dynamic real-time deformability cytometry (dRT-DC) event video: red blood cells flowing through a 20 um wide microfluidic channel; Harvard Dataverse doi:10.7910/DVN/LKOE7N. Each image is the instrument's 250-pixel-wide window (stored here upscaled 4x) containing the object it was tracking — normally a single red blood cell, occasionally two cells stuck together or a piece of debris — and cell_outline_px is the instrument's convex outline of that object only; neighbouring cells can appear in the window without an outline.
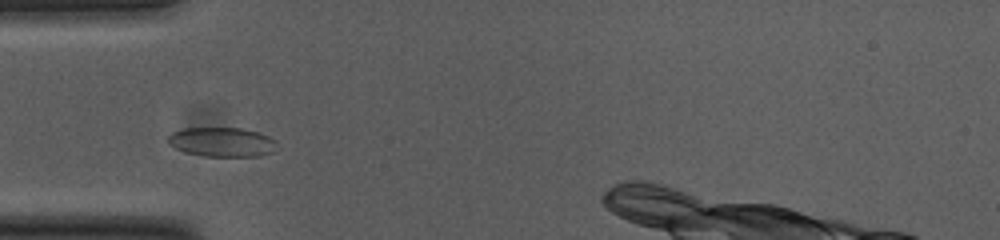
{"species": "common noctule bat (a hibernating species)", "species_latin": "Nyctalus noctula", "temperature_condition": "cold", "stored_images_in_passage": 42, "camera_frame_rate_fps": 3000, "um_per_image_px": 0.085, "animal": {"sex": "female", "body_mass_g": 23.0, "forearm_length_mm": 53.4}, "frame": {"image": 1, "passage_image": 8, "time_ms": 2.333, "image_size_px": [1000, 240], "cell_outline_px": [[276, 140], [272, 152], [260, 156], [204, 156], [184, 152], [168, 144], [168, 136], [172, 132], [184, 128], [240, 128], [256, 132], [268, 136]], "centroid_in_image_um": [18.82, 12.07], "position_along_channel_um": 66.2, "area_um2": 18.5}}
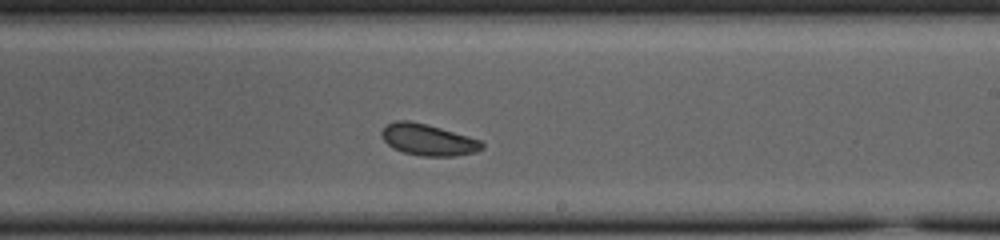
{"frame": {"image": 2, "passage_image": 23, "time_ms": 7.333, "image_size_px": [1000, 240], "cell_outline_px": [[484, 148], [476, 152], [456, 156], [420, 156], [404, 152], [392, 148], [384, 140], [380, 132], [388, 124], [396, 120], [408, 120], [440, 128], [468, 136], [480, 140], [484, 144]], "centroid_in_image_um": [36.4, 11.89], "position_along_channel_um": 252.6, "area_um2": 18.26}}
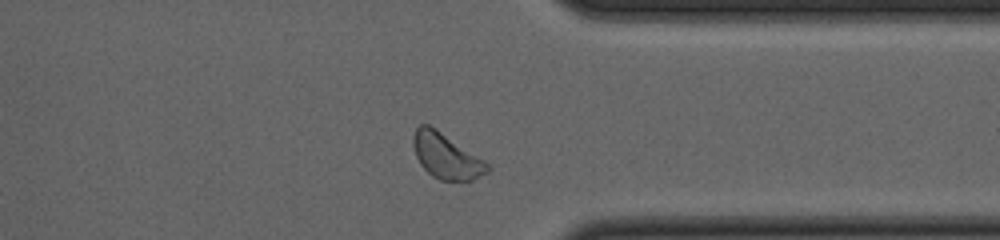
{"frame": {"image": 3, "passage_image": 33, "time_ms": 10.667, "image_size_px": [1000, 240], "cell_outline_px": [[492, 168], [488, 172], [472, 180], [440, 180], [432, 176], [420, 164], [416, 156], [412, 144], [412, 136], [416, 128], [420, 124], [428, 124], [436, 128], [484, 160]], "centroid_in_image_um": [37.91, 13.25], "position_along_channel_um": 373.5, "area_um2": 19.54}}